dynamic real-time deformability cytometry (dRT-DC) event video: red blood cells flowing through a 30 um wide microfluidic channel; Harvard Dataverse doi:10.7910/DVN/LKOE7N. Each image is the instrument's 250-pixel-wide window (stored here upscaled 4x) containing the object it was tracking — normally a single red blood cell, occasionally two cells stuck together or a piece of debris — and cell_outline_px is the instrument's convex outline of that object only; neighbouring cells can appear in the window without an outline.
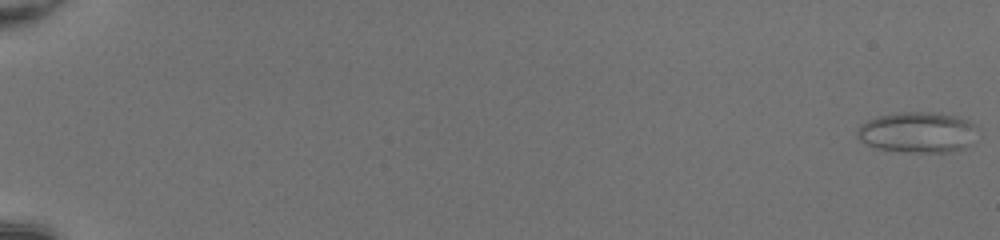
{"species": "common noctule bat (a hibernating species)", "species_latin": "Nyctalus noctula", "temperature_condition": "room temperature", "stored_images_in_passage": 52, "camera_frame_rate_fps": 3000, "um_per_image_px": 0.085, "animal": {"sex": "female", "body_mass_g": 20.0, "forearm_length_mm": 54.0}, "frame": {"image": 1, "passage_image": 1, "time_ms": 0.0, "image_size_px": [1000, 240], "cell_outline_px": [[976, 124], [972, 144], [964, 148], [952, 152], [908, 152], [880, 148], [868, 144], [860, 140], [856, 136], [856, 128], [860, 124], [876, 116], [896, 112], [940, 112], [956, 116], [968, 120]], "centroid_in_image_um": [77.99, 11.23], "position_along_channel_um": 7.0, "area_um2": 28.78}}
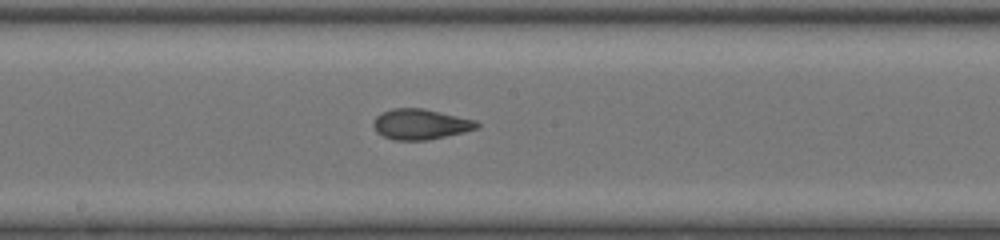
{"frame": {"image": 2, "passage_image": 31, "time_ms": 10.0, "image_size_px": [1000, 240], "cell_outline_px": [[480, 128], [464, 132], [428, 140], [392, 140], [376, 132], [372, 124], [372, 120], [380, 112], [392, 108], [424, 108], [476, 120], [480, 124]], "centroid_in_image_um": [35.73, 10.55], "position_along_channel_um": 212.5, "area_um2": 18.67}}
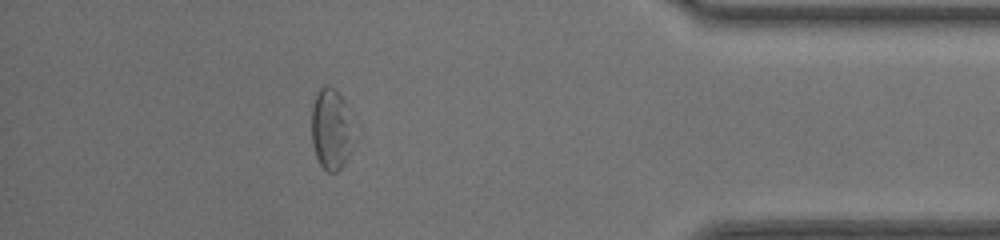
{"frame": {"image": 3, "passage_image": 47, "time_ms": 15.333, "image_size_px": [1000, 240], "cell_outline_px": [[352, 136], [348, 152], [344, 164], [336, 172], [328, 172], [320, 164], [316, 156], [312, 144], [312, 100], [316, 92], [324, 84], [328, 84], [336, 88], [344, 100]], "centroid_in_image_um": [28.08, 10.91], "position_along_channel_um": 407.1, "area_um2": 19.54}, "authors_computed_cell_mechanics": {"area_um2": 20.4034, "velocity_mm_per_s": 4.2413, "shape_relaxation_time_tau1_ms": null, "shape_relaxation_time_tau2_ms": 1.4651, "deformation_change_tau1": null, "deformation_change_tau2": 0.0884}}